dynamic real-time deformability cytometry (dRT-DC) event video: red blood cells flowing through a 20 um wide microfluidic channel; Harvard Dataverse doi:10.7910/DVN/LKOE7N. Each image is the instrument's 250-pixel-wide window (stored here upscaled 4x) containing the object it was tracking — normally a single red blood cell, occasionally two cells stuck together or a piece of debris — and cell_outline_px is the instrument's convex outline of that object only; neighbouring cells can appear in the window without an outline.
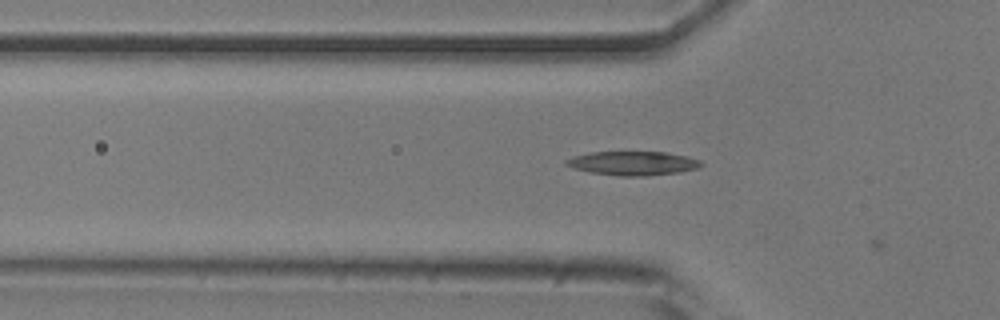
{"species": "common noctule bat (a hibernating species)", "species_latin": "Nyctalus noctula", "temperature_condition": "room temperature", "stored_images_in_passage": 6, "camera_frame_rate_fps": 3000, "um_per_image_px": 0.085, "animal": {"sex": "male", "body_mass_g": 20.5, "forearm_length_mm": 52.5}, "frame": {"image": 1, "passage_image": 4, "time_ms": 1.0, "image_size_px": [1000, 320], "cell_outline_px": [[704, 164], [696, 168], [680, 172], [648, 176], [620, 176], [592, 172], [576, 168], [564, 164], [564, 160], [572, 156], [592, 152], [668, 152], [688, 156], [700, 160]], "centroid_in_image_um": [53.83, 13.87], "position_along_channel_um": 72.0, "area_um2": 18.84}}